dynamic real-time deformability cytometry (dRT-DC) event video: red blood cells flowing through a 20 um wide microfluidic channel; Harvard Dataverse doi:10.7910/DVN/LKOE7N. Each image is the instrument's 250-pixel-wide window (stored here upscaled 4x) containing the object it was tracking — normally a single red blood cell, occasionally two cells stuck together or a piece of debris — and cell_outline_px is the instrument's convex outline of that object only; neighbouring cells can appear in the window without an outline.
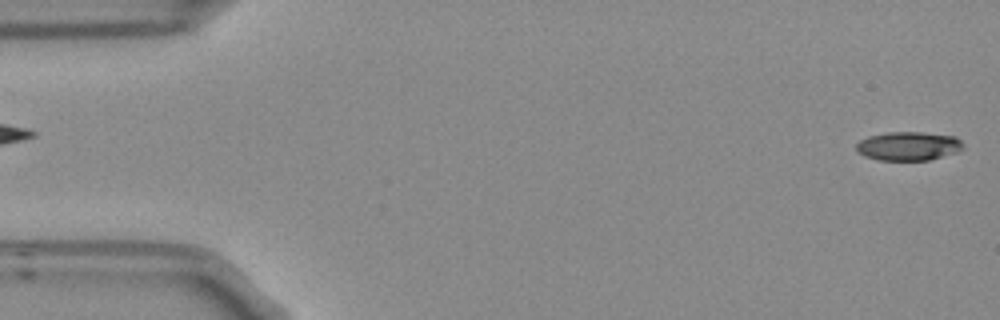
{"species": "Egyptian fruit bat (a non-hibernating species)", "species_latin": "Rousettus aegyptiacus", "temperature_condition": "room temperature", "stored_images_in_passage": 6, "segment_of_instrument_passage": [2, 2], "camera_frame_rate_fps": 3000, "um_per_image_px": 0.085, "frame": {"image": 1, "passage_image": 6, "time_ms": 1.667, "image_size_px": [1000, 320], "cell_outline_px": [[964, 148], [956, 152], [928, 160], [876, 160], [864, 156], [856, 152], [856, 144], [860, 140], [868, 136], [888, 132], [920, 132], [956, 136], [964, 144]], "centroid_in_image_um": [77.19, 12.41], "position_along_channel_um": 7.8, "area_um2": 18.03}}